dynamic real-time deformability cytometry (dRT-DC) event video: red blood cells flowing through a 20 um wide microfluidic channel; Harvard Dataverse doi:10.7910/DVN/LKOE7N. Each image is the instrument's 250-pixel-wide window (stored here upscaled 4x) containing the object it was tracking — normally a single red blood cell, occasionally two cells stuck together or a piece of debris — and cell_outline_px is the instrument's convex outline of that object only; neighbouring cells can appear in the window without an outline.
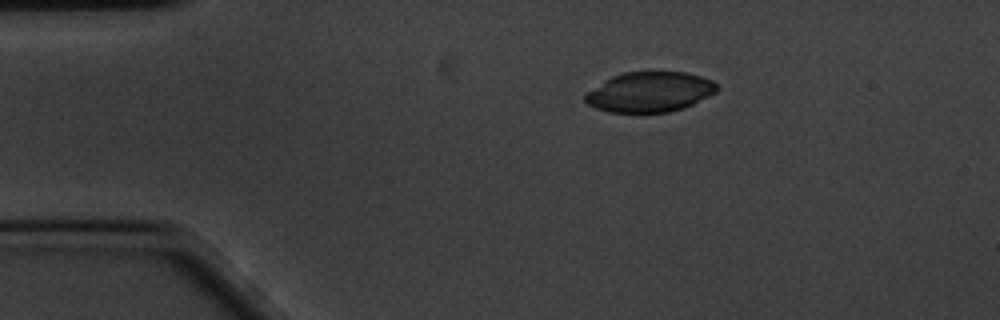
{"species": "common noctule bat (a hibernating species)", "species_latin": "Nyctalus noctula", "temperature_condition": "cold", "stored_images_in_passage": 49, "camera_frame_rate_fps": 3000, "um_per_image_px": 0.085, "animal": {"sex": "male", "body_mass_g": 20.1, "forearm_length_mm": 53.5}, "frame": {"image": 1, "passage_image": 1, "time_ms": 0.0, "image_size_px": [1000, 320], "cell_outline_px": [[720, 88], [716, 92], [684, 108], [668, 112], [608, 112], [596, 108], [588, 104], [584, 100], [584, 96], [588, 92], [604, 80], [612, 76], [624, 72], [688, 72], [712, 80]], "centroid_in_image_um": [55.24, 7.81], "position_along_channel_um": 29.8, "area_um2": 30.69}}